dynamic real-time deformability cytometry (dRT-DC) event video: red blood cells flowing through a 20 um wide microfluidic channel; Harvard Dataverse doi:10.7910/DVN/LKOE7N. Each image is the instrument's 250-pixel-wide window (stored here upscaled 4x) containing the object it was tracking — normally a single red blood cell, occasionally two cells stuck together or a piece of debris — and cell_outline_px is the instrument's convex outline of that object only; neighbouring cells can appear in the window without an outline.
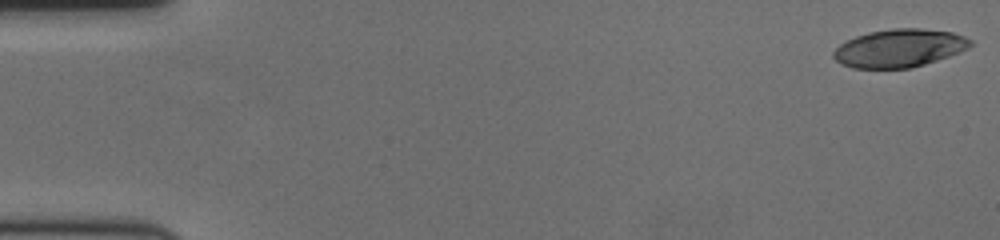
{"species": "human", "species_latin": "Homo sapiens", "temperature_condition": "cold", "stored_images_in_passage": 59, "camera_frame_rate_fps": 3000, "um_per_image_px": 0.085, "donor": {"sex": "female"}, "frame": {"image": 1, "passage_image": 1, "time_ms": 0.0, "image_size_px": [1000, 240], "cell_outline_px": [[972, 44], [968, 48], [960, 52], [912, 68], [852, 68], [840, 64], [832, 56], [832, 52], [840, 44], [856, 36], [868, 32], [892, 28], [920, 28], [952, 32], [964, 36], [972, 40]], "centroid_in_image_um": [76.43, 4.09], "position_along_channel_um": 8.6, "area_um2": 30.4}}
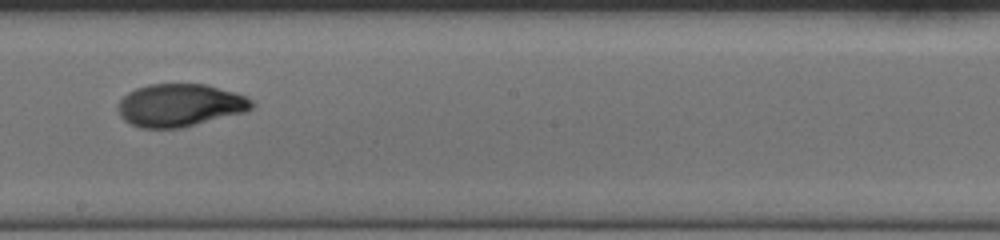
{"frame": {"image": 2, "passage_image": 34, "time_ms": 11.0, "image_size_px": [1000, 240], "cell_outline_px": [[256, 104], [252, 108], [244, 112], [180, 128], [140, 128], [124, 120], [120, 116], [120, 100], [128, 92], [136, 88], [148, 84], [208, 84], [236, 92], [252, 100]], "centroid_in_image_um": [15.32, 8.93], "position_along_channel_um": 232.9, "area_um2": 33.18}}
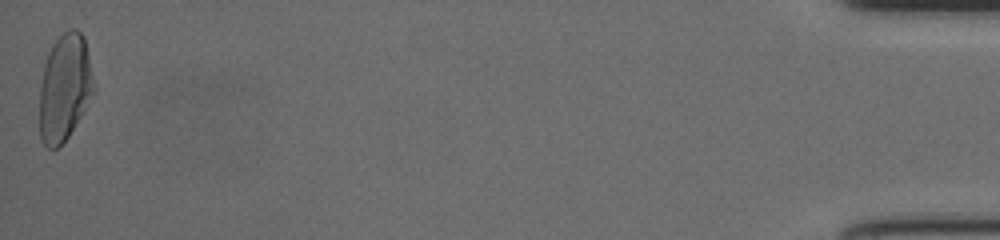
{"frame": {"image": 3, "passage_image": 59, "time_ms": 19.333, "image_size_px": [1000, 240], "cell_outline_px": [[96, 92], [68, 136], [56, 148], [48, 148], [44, 144], [40, 136], [40, 88], [44, 64], [48, 52], [56, 40], [64, 32], [72, 28], [76, 28], [84, 36], [96, 84]], "centroid_in_image_um": [5.53, 7.42], "position_along_channel_um": 429.7, "area_um2": 33.99}, "authors_computed_cell_mechanics": {"area_um2": 32.5992, "velocity_mm_per_s": 3.5396, "shape_relaxation_time_tau1_ms": 5.1643, "shape_relaxation_time_tau2_ms": 1.8938, "deformation_change_tau1": 0.2192, "deformation_change_tau2": 0.0577}}